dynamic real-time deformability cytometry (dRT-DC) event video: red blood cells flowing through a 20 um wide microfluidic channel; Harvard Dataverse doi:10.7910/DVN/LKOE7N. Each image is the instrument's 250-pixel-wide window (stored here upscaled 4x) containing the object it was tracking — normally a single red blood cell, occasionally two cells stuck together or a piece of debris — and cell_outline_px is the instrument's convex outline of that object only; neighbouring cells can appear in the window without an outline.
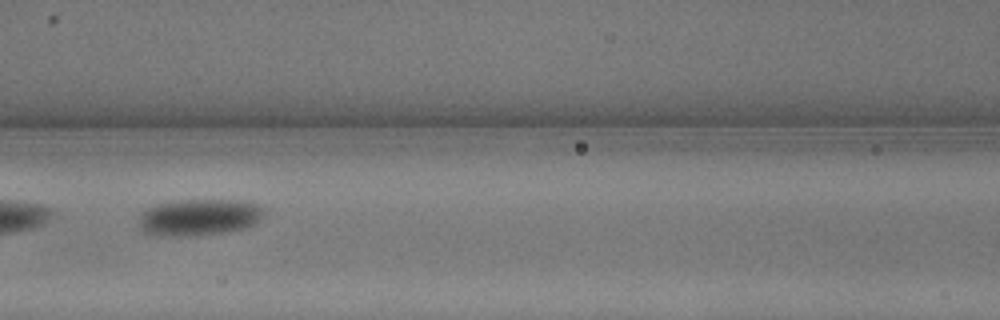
{"species": "common noctule bat (a hibernating species)", "species_latin": "Nyctalus noctula", "temperature_condition": "warm", "stored_images_in_passage": 24, "camera_frame_rate_fps": 3000, "um_per_image_px": 0.085, "animal": {"sex": "male", "body_mass_g": 13.3}, "frame": {"image": 1, "passage_image": 11, "time_ms": 3.333, "image_size_px": [1000, 320], "cell_outline_px": [[264, 212], [256, 224], [244, 228], [228, 232], [196, 236], [164, 236], [140, 232], [140, 212], [156, 204], [176, 200], [240, 200], [256, 204], [264, 208]], "centroid_in_image_um": [16.91, 18.47], "position_along_channel_um": 149.7, "area_um2": 27.05}}